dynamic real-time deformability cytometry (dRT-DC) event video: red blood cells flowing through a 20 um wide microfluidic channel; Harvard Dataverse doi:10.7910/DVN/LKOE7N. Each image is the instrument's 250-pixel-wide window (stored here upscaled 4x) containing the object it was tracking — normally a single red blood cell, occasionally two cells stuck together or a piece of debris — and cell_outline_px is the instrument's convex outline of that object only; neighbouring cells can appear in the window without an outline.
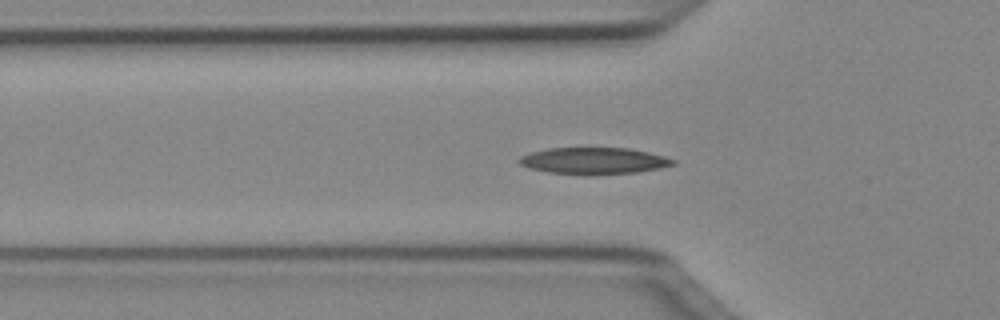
{"species": "Egyptian fruit bat (a non-hibernating species)", "species_latin": "Rousettus aegyptiacus", "temperature_condition": "cold", "stored_images_in_passage": 44, "camera_frame_rate_fps": 3000, "um_per_image_px": 0.085, "animal": {"sex": "female"}, "frame": {"image": 1, "passage_image": 15, "time_ms": 4.667, "image_size_px": [1000, 320], "cell_outline_px": [[676, 164], [660, 168], [636, 172], [588, 176], [548, 172], [532, 168], [520, 164], [516, 160], [520, 156], [528, 152], [548, 148], [628, 148], [648, 152], [664, 156], [676, 160]], "centroid_in_image_um": [50.46, 13.68], "position_along_channel_um": 75.3, "area_um2": 24.16}}
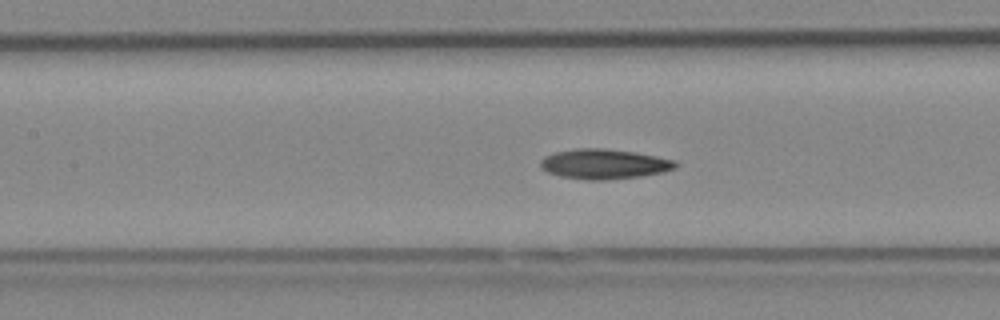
{"frame": {"image": 2, "passage_image": 21, "time_ms": 6.667, "image_size_px": [1000, 320], "cell_outline_px": [[680, 164], [676, 168], [664, 172], [640, 176], [604, 180], [588, 180], [560, 176], [548, 172], [540, 168], [540, 160], [544, 156], [556, 152], [576, 148], [604, 148], [636, 152], [676, 160]], "centroid_in_image_um": [51.37, 13.93], "position_along_channel_um": 156.0, "area_um2": 23.76}}
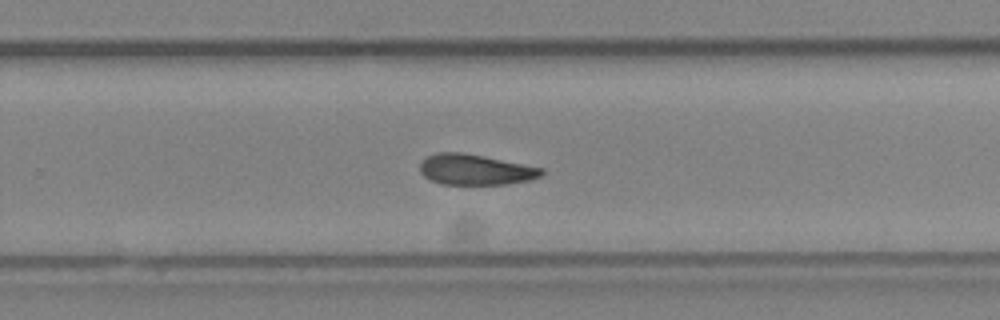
{"frame": {"image": 3, "passage_image": 31, "time_ms": 10.0, "image_size_px": [1000, 320], "cell_outline_px": [[544, 172], [540, 176], [528, 180], [508, 184], [440, 184], [424, 176], [420, 172], [420, 160], [436, 152], [464, 152], [544, 168]], "centroid_in_image_um": [40.38, 14.41], "position_along_channel_um": 289.4, "area_um2": 21.73}, "authors_computed_cell_mechanics": {"area_um2": 22.4264, "velocity_mm_per_s": 4.02, "shape_relaxation_time_tau1_ms": 4.9808, "shape_relaxation_time_tau2_ms": null, "deformation_change_tau1": 0.1411, "deformation_change_tau2": null}}